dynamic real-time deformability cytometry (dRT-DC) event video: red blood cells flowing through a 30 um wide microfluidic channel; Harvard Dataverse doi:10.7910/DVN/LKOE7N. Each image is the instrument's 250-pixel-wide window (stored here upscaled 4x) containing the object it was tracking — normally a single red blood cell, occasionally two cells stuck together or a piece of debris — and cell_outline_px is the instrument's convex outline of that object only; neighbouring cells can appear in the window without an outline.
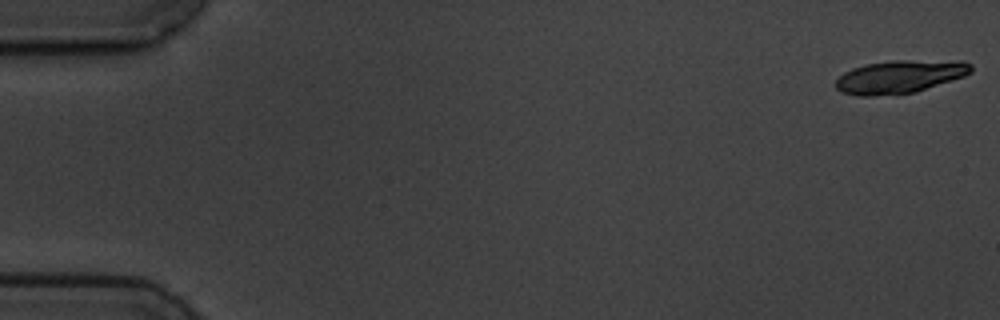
{"species": "common noctule bat (a hibernating species)", "species_latin": "Nyctalus noctula", "temperature_condition": "cold", "stored_images_in_passage": 4, "camera_frame_rate_fps": 3000, "um_per_image_px": 0.085, "animal": {"sex": "male", "body_mass_g": 19.5, "forearm_length_mm": 54.6}, "frame": {"image": 1, "passage_image": 1, "time_ms": 0.0, "image_size_px": [1000, 320], "cell_outline_px": [[972, 72], [964, 76], [916, 92], [896, 96], [856, 96], [840, 92], [832, 84], [844, 72], [852, 68], [868, 64], [896, 60], [964, 60], [972, 64]], "centroid_in_image_um": [76.48, 6.53], "position_along_channel_um": 8.5, "area_um2": 26.65}}